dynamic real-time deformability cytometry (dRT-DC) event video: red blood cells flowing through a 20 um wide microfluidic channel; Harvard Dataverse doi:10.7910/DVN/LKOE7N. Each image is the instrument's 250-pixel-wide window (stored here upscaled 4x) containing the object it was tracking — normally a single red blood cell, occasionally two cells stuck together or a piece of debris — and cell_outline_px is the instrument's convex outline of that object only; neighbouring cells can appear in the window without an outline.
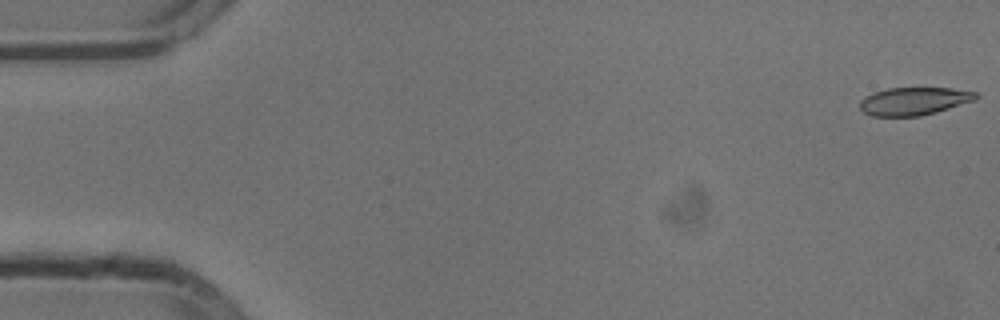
{"species": "common noctule bat (a hibernating species)", "species_latin": "Nyctalus noctula", "temperature_condition": "cold", "stored_images_in_passage": 54, "camera_frame_rate_fps": 3000, "um_per_image_px": 0.085, "animal": {"sex": "male", "body_mass_g": 13.3}, "frame": {"image": 1, "passage_image": 1, "time_ms": 0.0, "image_size_px": [1000, 320], "cell_outline_px": [[980, 96], [976, 100], [936, 112], [920, 116], [872, 116], [864, 112], [860, 108], [860, 100], [872, 92], [888, 88], [952, 88], [976, 92]], "centroid_in_image_um": [77.7, 8.59], "position_along_channel_um": 7.3, "area_um2": 18.9}}
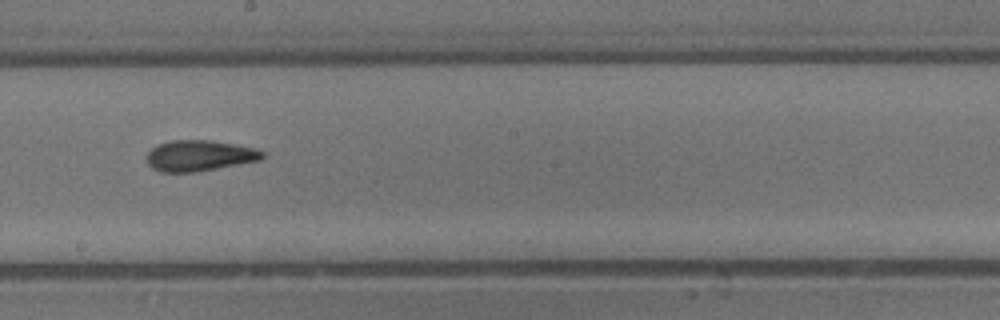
{"frame": {"image": 2, "passage_image": 30, "time_ms": 9.667, "image_size_px": [1000, 320], "cell_outline_px": [[264, 156], [260, 160], [196, 172], [160, 172], [152, 168], [148, 164], [148, 152], [156, 144], [172, 140], [212, 140], [256, 148], [264, 152]], "centroid_in_image_um": [16.94, 13.22], "position_along_channel_um": 231.3, "area_um2": 20.81}}
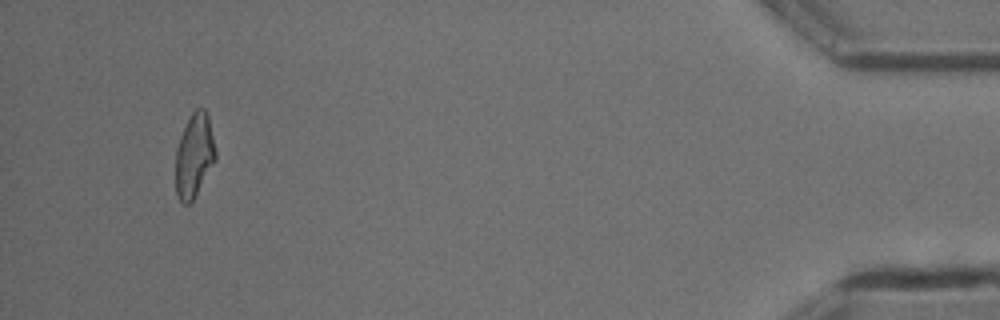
{"frame": {"image": 3, "passage_image": 51, "time_ms": 16.667, "image_size_px": [1000, 320], "cell_outline_px": [[216, 160], [192, 200], [188, 204], [184, 204], [180, 200], [176, 192], [176, 148], [180, 136], [192, 112], [196, 108], [204, 108], [208, 116], [216, 152]], "centroid_in_image_um": [16.51, 13.2], "position_along_channel_um": 418.7, "area_um2": 19.19}, "authors_computed_cell_mechanics": {"area_um2": 20.1722, "velocity_mm_per_s": 3.8057, "shape_relaxation_time_tau1_ms": 9.1454, "shape_relaxation_time_tau2_ms": 2.8712, "deformation_change_tau1": 0.2356, "deformation_change_tau2": 0.117}}